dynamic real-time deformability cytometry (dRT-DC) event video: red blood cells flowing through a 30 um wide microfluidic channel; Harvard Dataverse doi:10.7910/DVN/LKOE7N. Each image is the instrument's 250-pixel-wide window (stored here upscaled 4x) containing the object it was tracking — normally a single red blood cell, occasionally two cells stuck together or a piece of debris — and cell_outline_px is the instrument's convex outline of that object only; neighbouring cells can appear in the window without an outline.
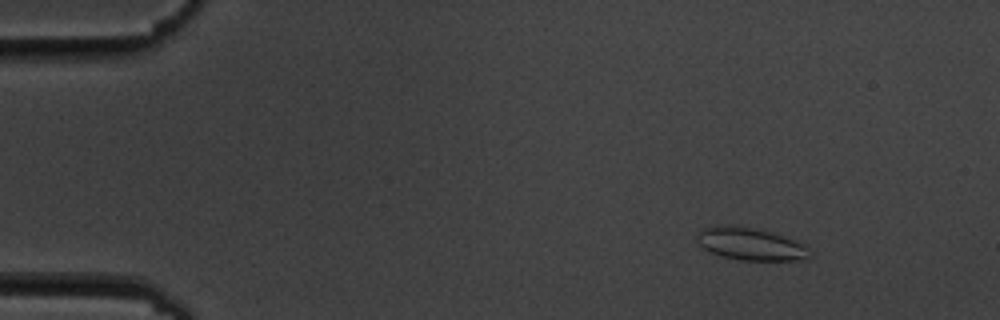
{"species": "common noctule bat (a hibernating species)", "species_latin": "Nyctalus noctula", "temperature_condition": "cold", "stored_images_in_passage": 5, "camera_frame_rate_fps": 3000, "um_per_image_px": 0.085, "animal": {"sex": "male", "body_mass_g": 19.5, "forearm_length_mm": 54.6}, "frame": {"image": 1, "passage_image": 2, "time_ms": 1.333, "image_size_px": [1000, 320], "cell_outline_px": [[812, 256], [796, 260], [740, 260], [720, 256], [704, 248], [696, 240], [696, 236], [700, 228], [716, 224], [740, 224], [768, 232], [804, 244], [808, 248]], "centroid_in_image_um": [63.7, 20.71], "position_along_channel_um": 21.3, "area_um2": 21.44}}
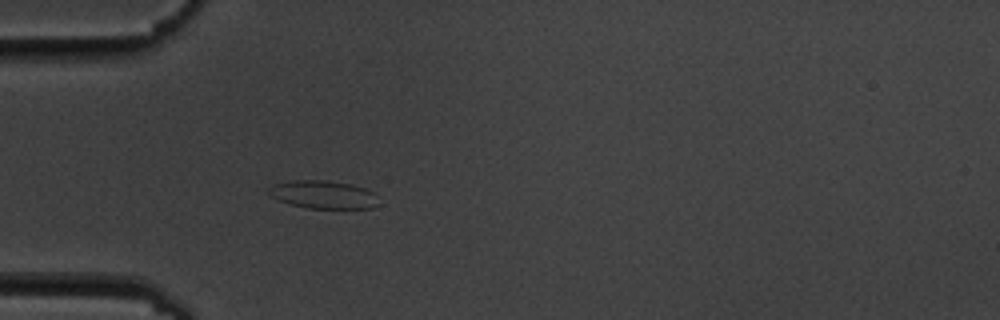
{"frame": {"image": 2, "passage_image": 5, "time_ms": 4.667, "image_size_px": [1000, 320], "cell_outline_px": [[376, 208], [308, 208], [292, 204], [268, 196], [268, 188], [272, 184], [292, 180], [324, 180], [352, 184], [376, 192]], "centroid_in_image_um": [27.46, 16.53], "position_along_channel_um": 57.5, "area_um2": 17.98}}